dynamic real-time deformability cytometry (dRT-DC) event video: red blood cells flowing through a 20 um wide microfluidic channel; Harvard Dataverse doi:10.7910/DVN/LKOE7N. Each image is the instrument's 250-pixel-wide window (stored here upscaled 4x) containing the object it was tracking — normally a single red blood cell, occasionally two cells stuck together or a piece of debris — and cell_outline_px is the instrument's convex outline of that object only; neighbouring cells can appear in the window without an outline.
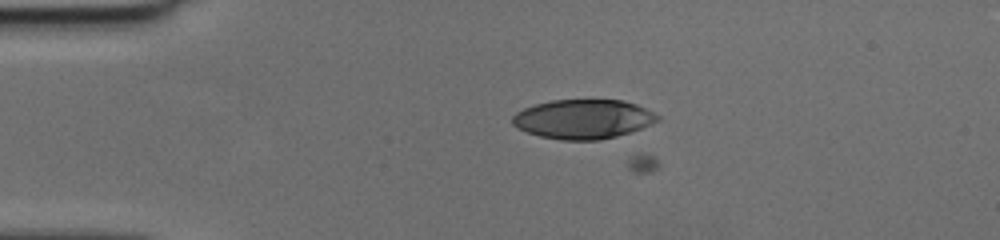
{"species": "human", "species_latin": "Homo sapiens", "temperature_condition": "cold", "stored_images_in_passage": 3, "camera_frame_rate_fps": 3000, "um_per_image_px": 0.085, "donor": {"sex": "female"}, "frame": {"image": 1, "passage_image": 1, "time_ms": 0.0, "image_size_px": [1000, 240], "cell_outline_px": [[660, 116], [656, 120], [640, 128], [616, 136], [600, 140], [564, 140], [540, 136], [528, 132], [512, 124], [512, 116], [516, 112], [524, 108], [536, 104], [552, 100], [624, 100], [636, 104]], "centroid_in_image_um": [49.53, 10.11], "position_along_channel_um": 35.5, "area_um2": 32.77}}